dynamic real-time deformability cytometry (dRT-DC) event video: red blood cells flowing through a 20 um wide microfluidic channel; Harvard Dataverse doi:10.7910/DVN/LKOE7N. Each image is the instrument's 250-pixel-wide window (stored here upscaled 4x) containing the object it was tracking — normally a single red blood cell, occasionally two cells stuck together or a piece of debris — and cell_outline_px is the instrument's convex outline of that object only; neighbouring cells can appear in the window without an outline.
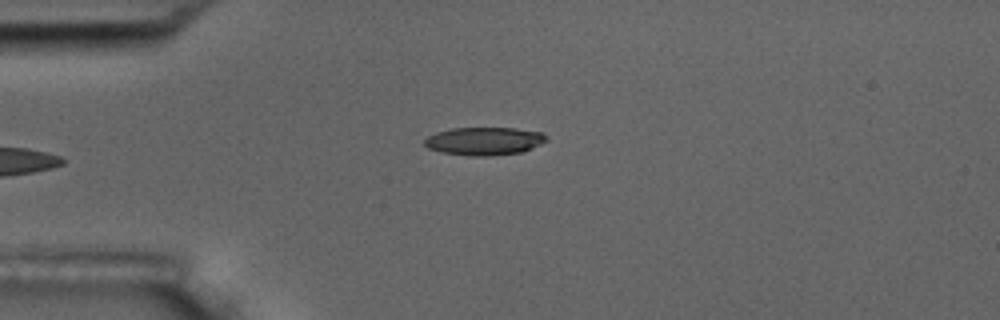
{"species": "common noctule bat (a hibernating species)", "species_latin": "Nyctalus noctula", "temperature_condition": "room temperature", "stored_images_in_passage": 6, "camera_frame_rate_fps": 3000, "um_per_image_px": 0.085, "animal": {"sex": "male", "body_mass_g": 17.5, "forearm_length_mm": 52.3}, "frame": {"image": 1, "passage_image": 6, "time_ms": 5.667, "image_size_px": [1000, 320], "cell_outline_px": [[548, 140], [532, 148], [520, 152], [492, 156], [472, 156], [444, 152], [428, 148], [424, 144], [424, 140], [428, 136], [436, 132], [452, 128], [516, 128], [544, 132], [548, 136]], "centroid_in_image_um": [41.2, 11.98], "position_along_channel_um": 43.8, "area_um2": 19.94}}